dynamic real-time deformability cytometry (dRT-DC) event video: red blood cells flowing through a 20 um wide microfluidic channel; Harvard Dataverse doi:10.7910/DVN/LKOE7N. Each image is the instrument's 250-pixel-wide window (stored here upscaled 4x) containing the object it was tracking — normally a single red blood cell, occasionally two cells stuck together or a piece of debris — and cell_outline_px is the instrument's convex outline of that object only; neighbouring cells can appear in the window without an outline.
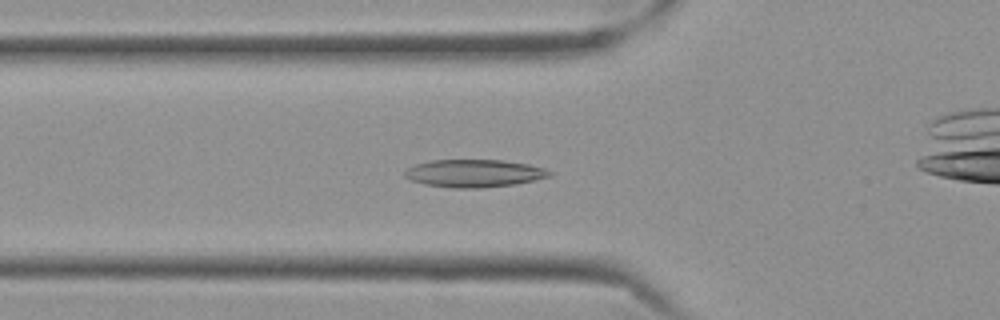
{"species": "Egyptian fruit bat (a non-hibernating species)", "species_latin": "Rousettus aegyptiacus", "temperature_condition": "cold", "stored_images_in_passage": 15, "camera_frame_rate_fps": 3000, "um_per_image_px": 0.085, "frame": {"image": 1, "passage_image": 13, "time_ms": 4.0, "image_size_px": [1000, 320], "cell_outline_px": [[552, 176], [516, 184], [480, 188], [452, 188], [424, 184], [412, 180], [404, 176], [404, 172], [408, 168], [416, 164], [432, 160], [500, 160], [528, 164], [544, 168], [552, 172]], "centroid_in_image_um": [40.31, 14.73], "position_along_channel_um": 85.5, "area_um2": 23.29}}